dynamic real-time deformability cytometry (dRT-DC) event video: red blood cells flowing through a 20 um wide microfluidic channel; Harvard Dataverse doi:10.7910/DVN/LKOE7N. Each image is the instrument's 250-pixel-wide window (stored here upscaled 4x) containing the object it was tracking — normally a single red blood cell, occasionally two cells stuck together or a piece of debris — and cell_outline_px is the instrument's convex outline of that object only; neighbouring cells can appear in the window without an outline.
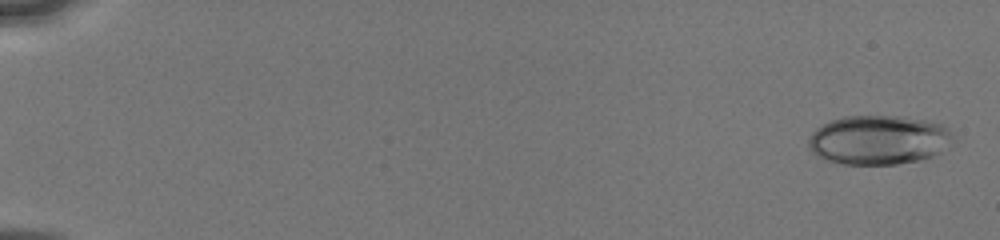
{"species": "human", "species_latin": "Homo sapiens", "temperature_condition": "cold", "stored_images_in_passage": 12, "camera_frame_rate_fps": 3000, "um_per_image_px": 0.085, "donor": {"sex": "male"}, "frame": {"image": 1, "passage_image": 1, "time_ms": 0.0, "image_size_px": [1000, 240], "cell_outline_px": [[956, 136], [952, 144], [940, 152], [932, 156], [920, 160], [896, 164], [840, 164], [824, 160], [816, 156], [808, 148], [808, 140], [812, 132], [816, 128], [832, 120], [844, 116], [900, 116], [928, 120], [944, 124]], "centroid_in_image_um": [74.72, 11.89], "position_along_channel_um": 10.3, "area_um2": 42.14}}
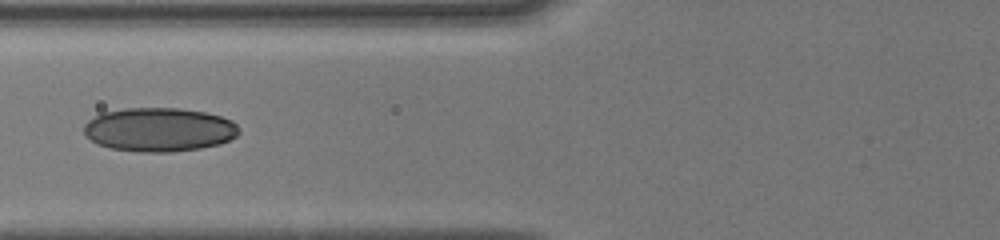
{"frame": {"image": 2, "passage_image": 9, "time_ms": 7.0, "image_size_px": [1000, 240], "cell_outline_px": [[240, 132], [236, 136], [220, 144], [200, 148], [172, 152], [140, 152], [108, 148], [96, 144], [84, 132], [84, 124], [88, 120], [104, 112], [124, 108], [180, 108], [204, 112], [220, 116], [232, 120], [240, 128]], "centroid_in_image_um": [13.53, 11.02], "position_along_channel_um": 112.3, "area_um2": 39.77}}
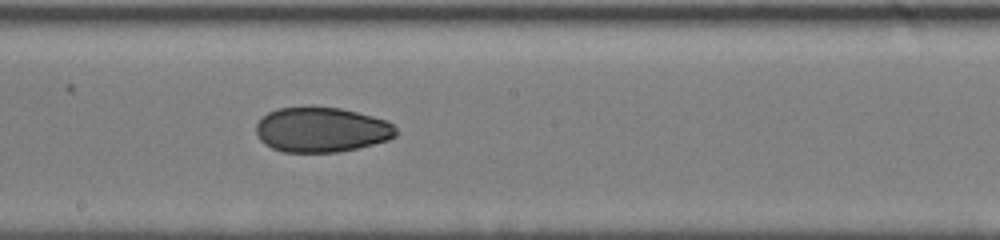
{"frame": {"image": 3, "passage_image": 12, "time_ms": 9.667, "image_size_px": [1000, 240], "cell_outline_px": [[396, 136], [388, 140], [340, 152], [284, 152], [272, 148], [264, 144], [260, 140], [256, 132], [256, 124], [268, 112], [276, 108], [312, 104], [340, 108], [372, 116], [384, 120], [392, 124], [396, 128]], "centroid_in_image_um": [27.28, 10.99], "position_along_channel_um": 220.9, "area_um2": 37.17}}